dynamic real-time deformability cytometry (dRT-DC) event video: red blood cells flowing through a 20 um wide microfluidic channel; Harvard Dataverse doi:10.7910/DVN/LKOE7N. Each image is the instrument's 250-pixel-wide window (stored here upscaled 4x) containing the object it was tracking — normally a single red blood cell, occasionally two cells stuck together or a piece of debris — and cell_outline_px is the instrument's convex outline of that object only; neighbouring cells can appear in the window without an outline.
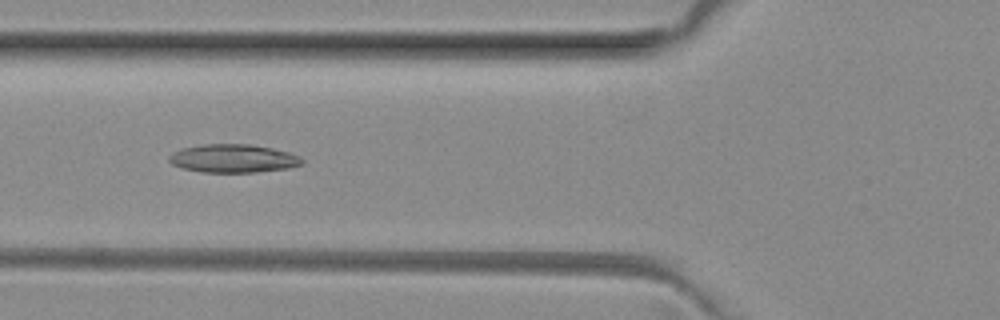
{"species": "common noctule bat (a hibernating species)", "species_latin": "Nyctalus noctula", "temperature_condition": "room temperature", "stored_images_in_passage": 39, "camera_frame_rate_fps": 3000, "um_per_image_px": 0.085, "animal": {"sex": "female", "body_mass_g": 29.2, "forearm_length_mm": 56.3}, "frame": {"image": 1, "passage_image": 14, "time_ms": 4.333, "image_size_px": [1000, 320], "cell_outline_px": [[304, 164], [288, 168], [256, 172], [204, 172], [184, 168], [172, 164], [168, 160], [168, 156], [180, 148], [200, 144], [248, 144], [272, 148], [288, 152], [300, 156], [304, 160]], "centroid_in_image_um": [19.83, 13.46], "position_along_channel_um": 106.0, "area_um2": 21.96}}
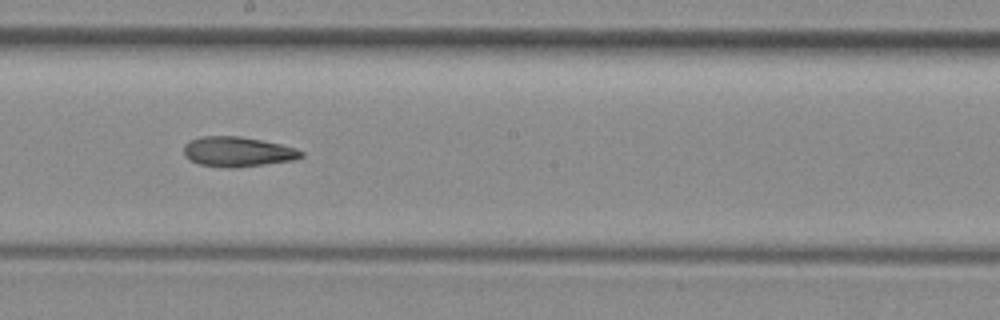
{"frame": {"image": 2, "passage_image": 23, "time_ms": 7.333, "image_size_px": [1000, 320], "cell_outline_px": [[304, 156], [292, 160], [264, 164], [232, 168], [228, 168], [200, 164], [184, 156], [184, 144], [200, 136], [240, 136], [280, 144], [296, 148], [304, 152]], "centroid_in_image_um": [20.2, 12.89], "position_along_channel_um": 228.0, "area_um2": 20.29}}
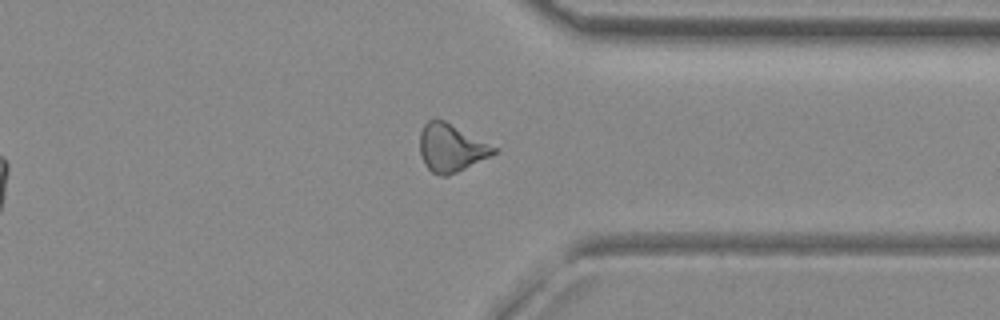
{"frame": {"image": 3, "passage_image": 34, "time_ms": 11.0, "image_size_px": [1000, 320], "cell_outline_px": [[500, 148], [496, 152], [448, 176], [440, 176], [432, 172], [424, 164], [420, 156], [420, 132], [424, 124], [432, 116], [444, 120]], "centroid_in_image_um": [38.31, 12.53], "position_along_channel_um": 373.1, "area_um2": 20.69}}